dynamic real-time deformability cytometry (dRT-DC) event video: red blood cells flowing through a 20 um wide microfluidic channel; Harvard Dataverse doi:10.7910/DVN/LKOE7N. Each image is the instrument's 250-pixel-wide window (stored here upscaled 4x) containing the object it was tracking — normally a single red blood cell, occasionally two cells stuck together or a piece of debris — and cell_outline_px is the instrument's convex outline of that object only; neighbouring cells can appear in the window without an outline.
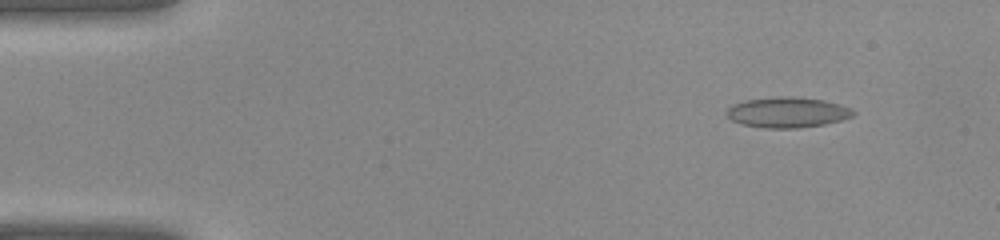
{"species": "common noctule bat (a hibernating species)", "species_latin": "Nyctalus noctula", "temperature_condition": "warm", "stored_images_in_passage": 40, "camera_frame_rate_fps": 3000, "um_per_image_px": 0.085, "animal": {"sex": "female", "body_mass_g": 22.0, "forearm_length_mm": 56.7}, "frame": {"image": 1, "passage_image": 4, "time_ms": 1.0, "image_size_px": [1000, 240], "cell_outline_px": [[856, 112], [852, 116], [840, 120], [824, 124], [800, 128], [764, 128], [740, 124], [732, 120], [724, 112], [732, 104], [744, 100], [780, 96], [796, 96], [824, 100], [848, 108]], "centroid_in_image_um": [66.87, 9.55], "position_along_channel_um": 18.1, "area_um2": 22.48}}
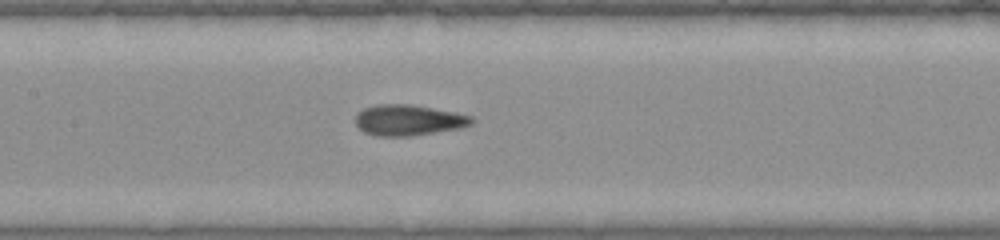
{"frame": {"image": 2, "passage_image": 19, "time_ms": 6.0, "image_size_px": [1000, 240], "cell_outline_px": [[472, 124], [460, 128], [412, 136], [376, 136], [364, 132], [356, 124], [356, 112], [364, 108], [376, 104], [412, 104], [456, 112], [472, 116]], "centroid_in_image_um": [34.7, 10.2], "position_along_channel_um": 172.7, "area_um2": 20.98}}
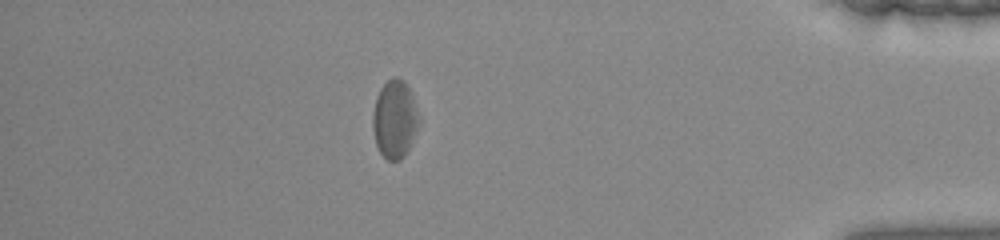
{"frame": {"image": 3, "passage_image": 35, "time_ms": 11.333, "image_size_px": [1000, 240], "cell_outline_px": [[420, 124], [404, 156], [400, 160], [388, 160], [380, 152], [376, 144], [372, 128], [372, 116], [376, 96], [380, 88], [392, 76], [396, 76], [404, 80], [412, 92], [420, 120]], "centroid_in_image_um": [33.55, 10.09], "position_along_channel_um": 401.6, "area_um2": 21.21}}